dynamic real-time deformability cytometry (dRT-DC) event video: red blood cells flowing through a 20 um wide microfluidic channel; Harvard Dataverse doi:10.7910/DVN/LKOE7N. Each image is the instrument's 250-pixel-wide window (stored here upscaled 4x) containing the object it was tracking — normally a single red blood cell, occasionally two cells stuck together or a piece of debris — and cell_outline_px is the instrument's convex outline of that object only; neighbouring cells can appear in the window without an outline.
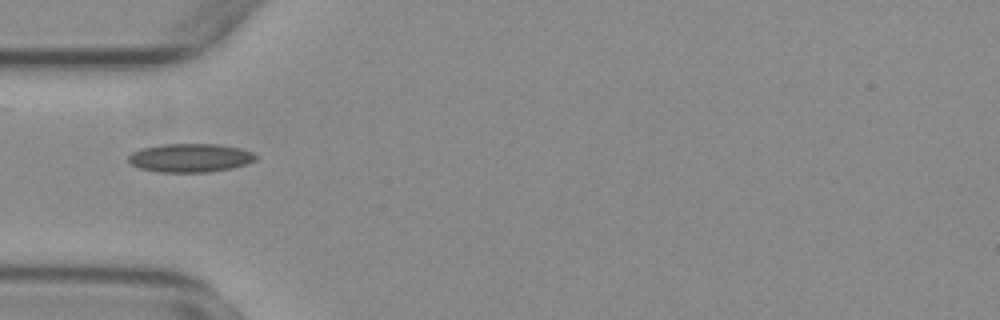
{"species": "common noctule bat (a hibernating species)", "species_latin": "Nyctalus noctula", "temperature_condition": "warm", "stored_images_in_passage": 38, "camera_frame_rate_fps": 3000, "um_per_image_px": 0.085, "animal": {"sex": "female", "body_mass_g": 29.2, "forearm_length_mm": 56.3}, "frame": {"image": 1, "passage_image": 1, "time_ms": 0.0, "image_size_px": [1000, 320], "cell_outline_px": [[256, 160], [232, 168], [208, 172], [160, 172], [140, 168], [132, 164], [128, 160], [128, 156], [132, 152], [140, 148], [160, 144], [216, 144], [240, 148], [252, 152], [256, 156]], "centroid_in_image_um": [16.14, 13.41], "position_along_channel_um": 68.9, "area_um2": 21.15}}
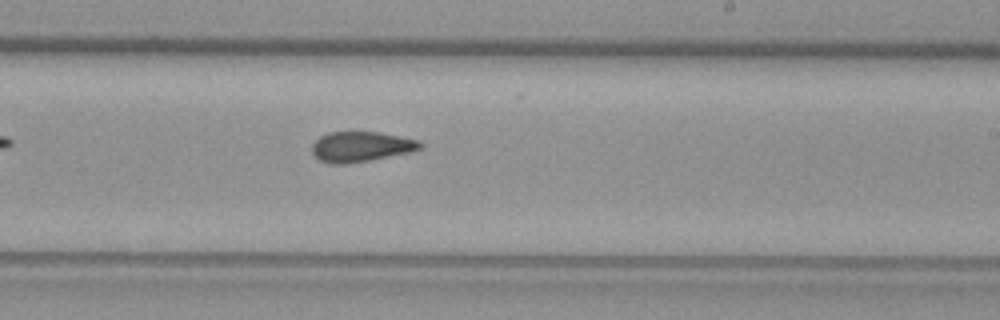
{"frame": {"image": 2, "passage_image": 16, "time_ms": 5.0, "image_size_px": [1000, 320], "cell_outline_px": [[424, 144], [420, 148], [412, 152], [368, 160], [344, 164], [332, 164], [320, 160], [312, 152], [312, 144], [320, 136], [328, 132], [380, 132], [420, 140]], "centroid_in_image_um": [30.71, 12.46], "position_along_channel_um": 258.3, "area_um2": 19.02}}
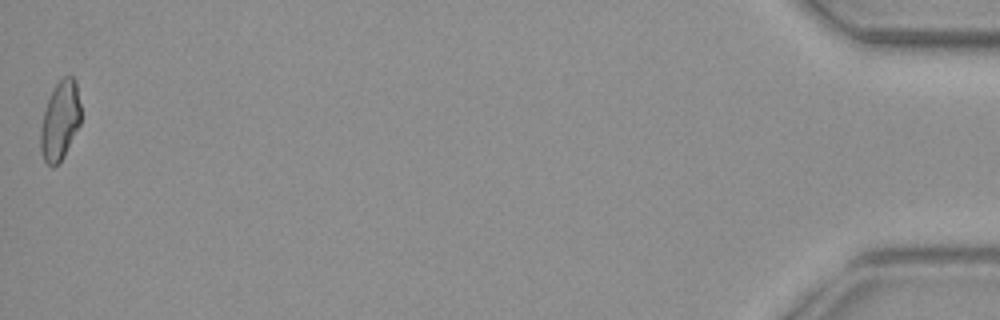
{"frame": {"image": 3, "passage_image": 38, "time_ms": 12.333, "image_size_px": [1000, 320], "cell_outline_px": [[80, 124], [64, 156], [52, 168], [44, 160], [40, 148], [40, 128], [44, 108], [56, 84], [64, 76], [72, 76], [76, 80], [80, 104]], "centroid_in_image_um": [5.1, 10.25], "position_along_channel_um": 430.1, "area_um2": 18.5}, "authors_computed_cell_mechanics": {"area_um2": 19.074, "velocity_mm_per_s": 3.7859, "shape_relaxation_time_tau1_ms": null, "shape_relaxation_time_tau2_ms": 1.8564, "deformation_change_tau1": null, "deformation_change_tau2": 0.0832}}